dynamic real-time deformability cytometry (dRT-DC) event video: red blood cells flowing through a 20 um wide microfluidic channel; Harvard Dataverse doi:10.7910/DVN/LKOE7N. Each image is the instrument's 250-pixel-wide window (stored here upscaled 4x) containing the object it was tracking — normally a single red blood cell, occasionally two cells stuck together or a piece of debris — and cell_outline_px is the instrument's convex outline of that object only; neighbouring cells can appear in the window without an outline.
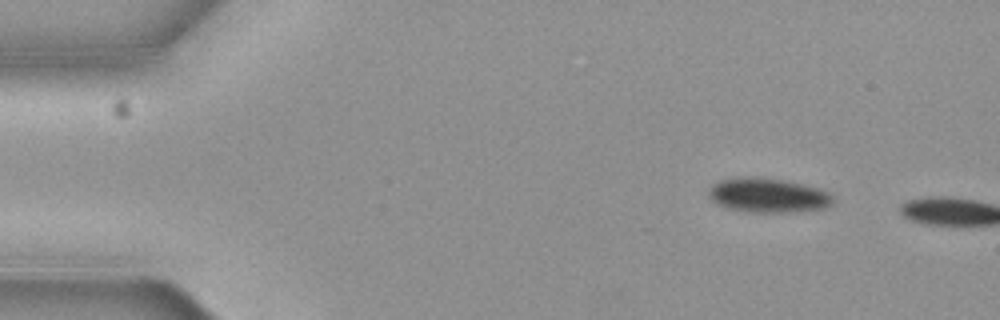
{"species": "common noctule bat (a hibernating species)", "species_latin": "Nyctalus noctula", "temperature_condition": "cold", "stored_images_in_passage": 2, "camera_frame_rate_fps": 3000, "um_per_image_px": 0.085, "animal": {"sex": "female", "body_mass_g": 19.3, "forearm_length_mm": 54.1}, "frame": {"image": 1, "passage_image": 1, "time_ms": 0.0, "image_size_px": [1000, 320], "cell_outline_px": [[832, 204], [824, 208], [792, 212], [748, 212], [728, 208], [716, 204], [708, 196], [708, 192], [712, 184], [720, 180], [736, 176], [756, 176], [780, 180], [800, 184], [816, 188], [828, 192], [832, 196]], "centroid_in_image_um": [65.2, 16.6], "position_along_channel_um": 19.8, "area_um2": 24.91}}